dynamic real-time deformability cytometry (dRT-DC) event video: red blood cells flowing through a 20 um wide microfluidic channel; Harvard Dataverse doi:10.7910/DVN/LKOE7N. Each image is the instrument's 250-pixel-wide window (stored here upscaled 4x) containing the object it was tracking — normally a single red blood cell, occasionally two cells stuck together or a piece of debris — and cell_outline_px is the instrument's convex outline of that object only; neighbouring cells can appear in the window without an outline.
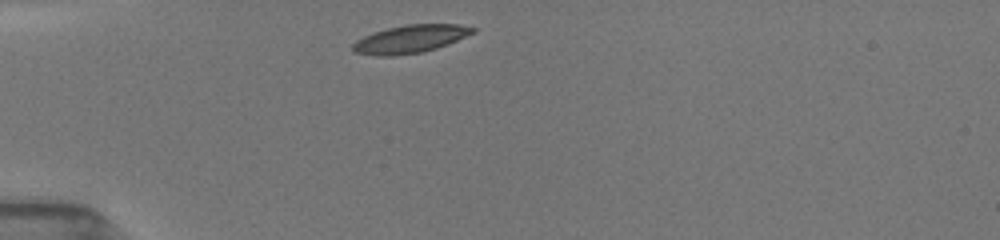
{"species": "common noctule bat (a hibernating species)", "species_latin": "Nyctalus noctula", "temperature_condition": "room temperature", "stored_images_in_passage": 61, "camera_frame_rate_fps": 3000, "um_per_image_px": 0.085, "animal": {"sex": "female", "body_mass_g": 19.5, "forearm_length_mm": 54.1}, "frame": {"image": 1, "passage_image": 1, "time_ms": 0.0, "image_size_px": [1000, 240], "cell_outline_px": [[476, 32], [448, 44], [436, 48], [420, 52], [392, 56], [376, 56], [352, 52], [352, 44], [356, 40], [372, 32], [404, 24], [460, 24], [476, 28]], "centroid_in_image_um": [34.85, 3.31], "position_along_channel_um": 50.1, "area_um2": 19.65}}
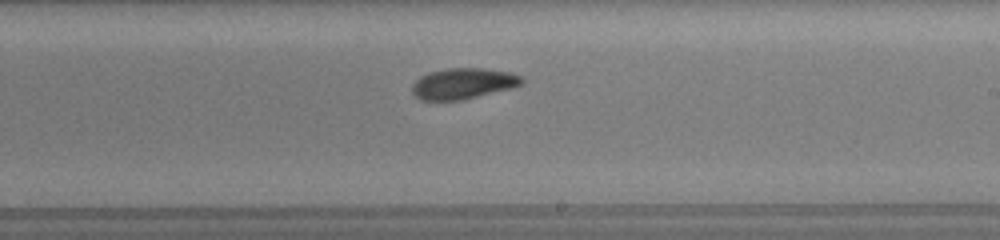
{"frame": {"image": 2, "passage_image": 17, "time_ms": 5.667, "image_size_px": [1000, 240], "cell_outline_px": [[524, 84], [512, 88], [460, 100], [420, 100], [412, 92], [412, 84], [420, 76], [428, 72], [448, 68], [480, 68], [508, 72], [524, 76]], "centroid_in_image_um": [39.38, 7.09], "position_along_channel_um": 249.6, "area_um2": 19.77}}
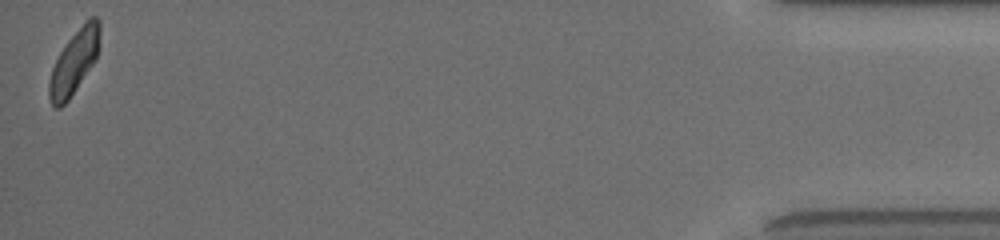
{"frame": {"image": 3, "passage_image": 60, "time_ms": 12.333, "image_size_px": [1000, 240], "cell_outline_px": [[100, 48], [92, 64], [68, 100], [60, 108], [56, 108], [52, 104], [48, 96], [48, 84], [52, 68], [60, 52], [68, 40], [92, 16], [96, 16], [100, 20]], "centroid_in_image_um": [6.3, 5.28], "position_along_channel_um": 428.9, "area_um2": 18.38}, "authors_computed_cell_mechanics": {"area_um2": 19.5942, "velocity_mm_per_s": 3.9174, "shape_relaxation_time_tau1_ms": 3.9578, "shape_relaxation_time_tau2_ms": 3.0275, "deformation_change_tau1": 0.1564, "deformation_change_tau2": 0.0729}}